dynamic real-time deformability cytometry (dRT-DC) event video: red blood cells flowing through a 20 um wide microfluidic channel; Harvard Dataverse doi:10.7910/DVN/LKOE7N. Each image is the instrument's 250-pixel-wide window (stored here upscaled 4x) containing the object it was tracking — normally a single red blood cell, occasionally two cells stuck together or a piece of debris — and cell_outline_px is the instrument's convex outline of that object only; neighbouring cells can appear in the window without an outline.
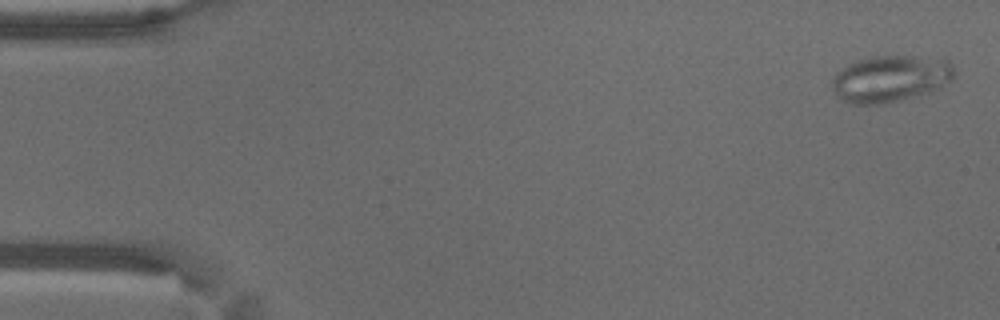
{"species": "common noctule bat (a hibernating species)", "species_latin": "Nyctalus noctula", "temperature_condition": "warm", "stored_images_in_passage": 58, "camera_frame_rate_fps": 3000, "um_per_image_px": 0.085, "animal": {"sex": "male", "body_mass_g": 18.8}, "frame": {"image": 1, "passage_image": 2, "time_ms": 0.333, "image_size_px": [1000, 320], "cell_outline_px": [[952, 80], [940, 88], [928, 92], [900, 100], [884, 104], [852, 104], [836, 96], [832, 88], [832, 80], [836, 72], [848, 64], [872, 56], [944, 56], [952, 64]], "centroid_in_image_um": [75.71, 6.67], "position_along_channel_um": 9.3, "area_um2": 33.47}}
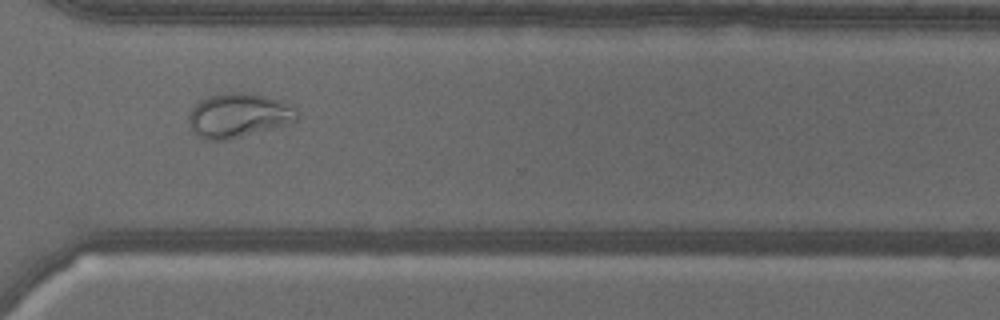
{"frame": {"image": 2, "passage_image": 43, "time_ms": 14.0, "image_size_px": [1000, 320], "cell_outline_px": [[300, 116], [296, 120], [284, 124], [228, 140], [204, 140], [192, 132], [188, 120], [188, 116], [192, 108], [200, 100], [208, 96], [220, 92], [248, 92], [280, 100], [296, 108]], "centroid_in_image_um": [20.23, 9.79], "position_along_channel_um": 350.4, "area_um2": 27.98}}
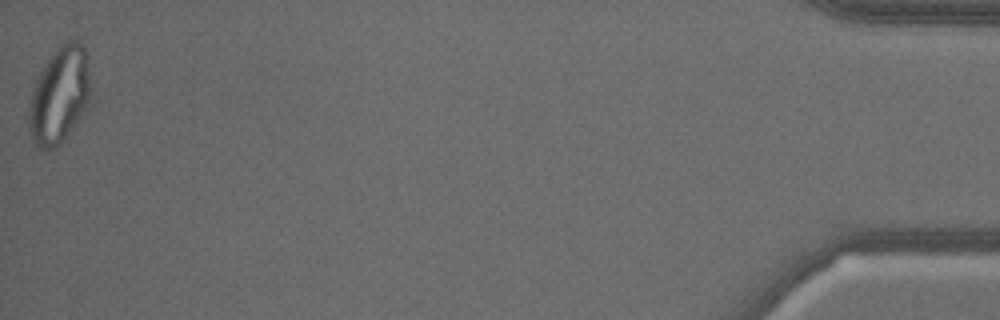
{"frame": {"image": 3, "passage_image": 58, "time_ms": 19.0, "image_size_px": [1000, 320], "cell_outline_px": [[92, 88], [88, 100], [76, 120], [60, 144], [52, 148], [40, 148], [32, 140], [28, 128], [28, 100], [36, 76], [52, 52], [60, 44], [68, 40], [76, 40], [84, 48], [88, 56]], "centroid_in_image_um": [5.02, 8.02], "position_along_channel_um": 430.2, "area_um2": 34.85}}